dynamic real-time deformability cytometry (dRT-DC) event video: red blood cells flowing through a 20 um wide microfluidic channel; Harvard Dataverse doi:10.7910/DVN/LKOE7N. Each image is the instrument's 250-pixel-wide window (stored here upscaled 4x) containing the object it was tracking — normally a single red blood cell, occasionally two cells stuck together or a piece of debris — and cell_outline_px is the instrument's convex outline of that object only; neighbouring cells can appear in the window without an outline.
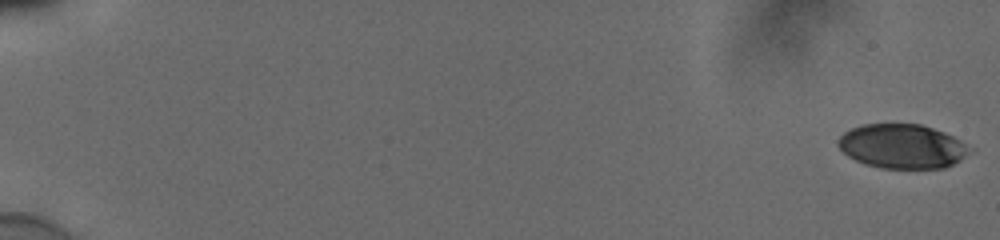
{"species": "human", "species_latin": "Homo sapiens", "temperature_condition": "cold", "stored_images_in_passage": 56, "camera_frame_rate_fps": 3000, "um_per_image_px": 0.085, "donor": {"sex": "male"}, "frame": {"image": 1, "passage_image": 1, "time_ms": 0.0, "image_size_px": [1000, 240], "cell_outline_px": [[976, 152], [944, 168], [880, 168], [864, 164], [848, 156], [836, 144], [840, 136], [844, 132], [852, 128], [864, 124], [920, 124], [944, 132], [976, 148]], "centroid_in_image_um": [76.75, 12.44], "position_along_channel_um": 8.2, "area_um2": 34.28}}
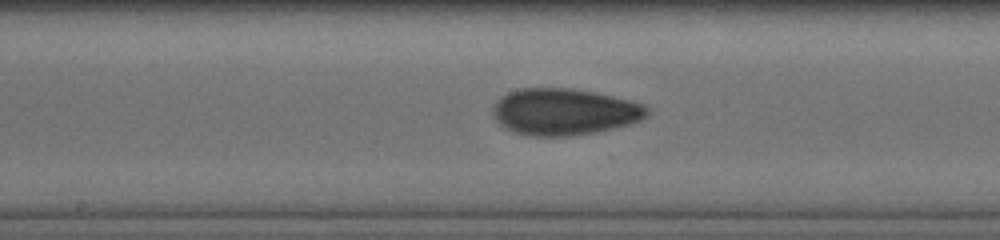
{"frame": {"image": 2, "passage_image": 32, "time_ms": 10.333, "image_size_px": [1000, 240], "cell_outline_px": [[648, 112], [640, 120], [628, 124], [596, 132], [568, 136], [532, 136], [516, 132], [500, 124], [496, 120], [492, 108], [496, 100], [508, 92], [520, 88], [568, 88], [592, 92], [612, 96], [644, 104], [648, 108]], "centroid_in_image_um": [47.93, 9.49], "position_along_channel_um": 200.3, "area_um2": 41.44}}
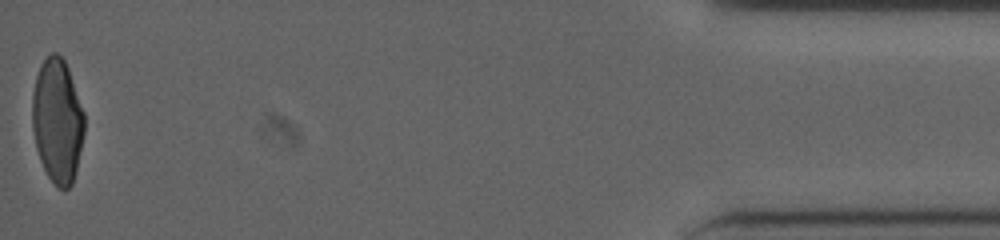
{"frame": {"image": 3, "passage_image": 56, "time_ms": 18.333, "image_size_px": [1000, 240], "cell_outline_px": [[84, 132], [76, 168], [72, 184], [64, 192], [48, 176], [40, 160], [36, 148], [32, 128], [32, 92], [36, 76], [40, 64], [52, 52], [56, 52], [64, 60], [68, 68], [84, 112]], "centroid_in_image_um": [4.86, 10.25], "position_along_channel_um": 430.3, "area_um2": 37.57}, "authors_computed_cell_mechanics": {"area_um2": 38.8705, "velocity_mm_per_s": 3.8856, "shape_relaxation_time_tau1_ms": 8.0887, "shape_relaxation_time_tau2_ms": 2.4304, "deformation_change_tau1": 0.2154, "deformation_change_tau2": 0.0713}}